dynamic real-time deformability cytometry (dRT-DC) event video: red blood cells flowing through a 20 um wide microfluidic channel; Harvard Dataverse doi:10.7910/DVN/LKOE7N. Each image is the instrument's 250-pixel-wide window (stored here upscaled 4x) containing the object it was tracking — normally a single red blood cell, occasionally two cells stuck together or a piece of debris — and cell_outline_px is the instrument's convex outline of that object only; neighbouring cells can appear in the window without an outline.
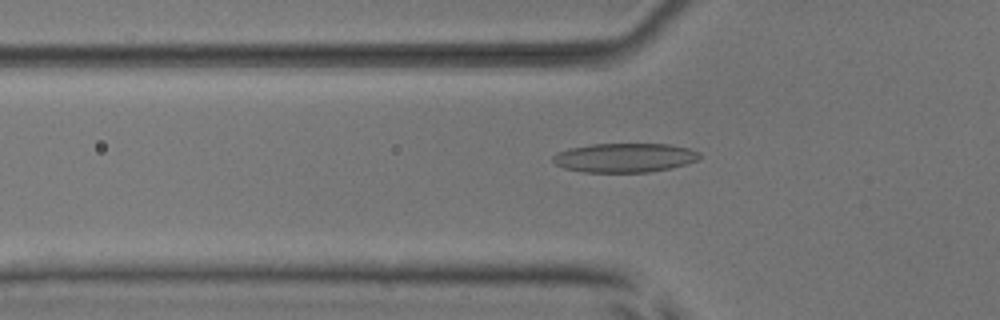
{"species": "common noctule bat (a hibernating species)", "species_latin": "Nyctalus noctula", "temperature_condition": "room temperature", "stored_images_in_passage": 38, "camera_frame_rate_fps": 3000, "um_per_image_px": 0.085, "animal": {"sex": "male", "body_mass_g": 17.9, "forearm_length_mm": 54.2}, "frame": {"image": 1, "passage_image": 7, "time_ms": 2.0, "image_size_px": [1000, 320], "cell_outline_px": [[700, 156], [696, 160], [672, 168], [648, 172], [584, 172], [564, 168], [556, 164], [552, 160], [552, 156], [556, 152], [568, 148], [592, 144], [668, 144], [688, 148], [700, 152]], "centroid_in_image_um": [53.05, 13.4], "position_along_channel_um": 72.7, "area_um2": 24.91}}
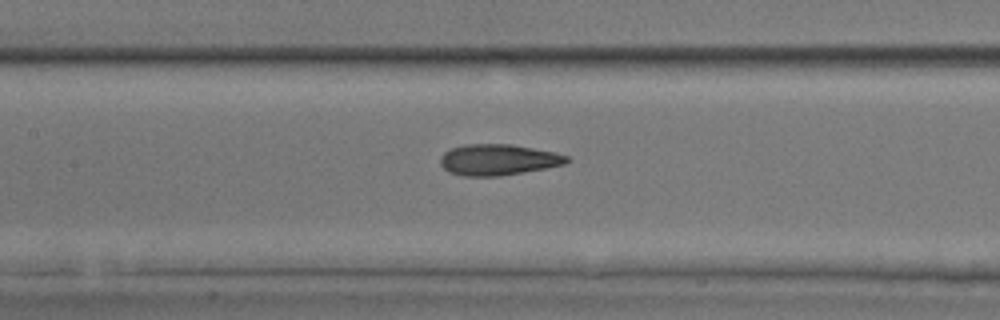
{"frame": {"image": 2, "passage_image": 14, "time_ms": 4.333, "image_size_px": [1000, 320], "cell_outline_px": [[572, 160], [564, 164], [544, 168], [500, 176], [464, 176], [448, 172], [440, 164], [440, 156], [448, 148], [464, 144], [512, 144], [556, 152], [568, 156]], "centroid_in_image_um": [42.32, 13.56], "position_along_channel_um": 165.1, "area_um2": 23.06}}
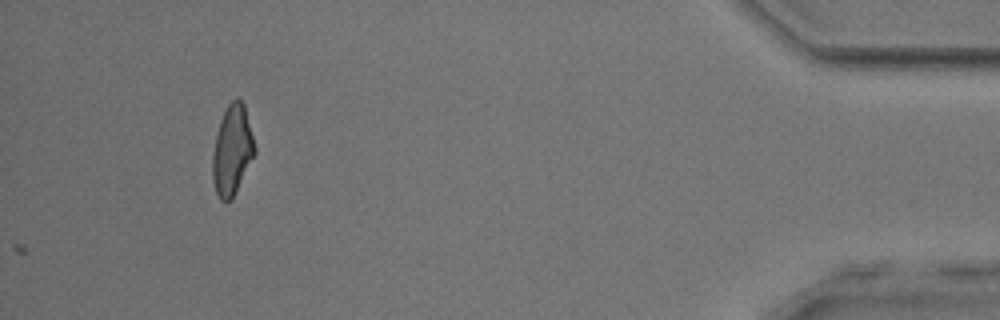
{"frame": {"image": 3, "passage_image": 38, "time_ms": 12.333, "image_size_px": [1000, 320], "cell_outline_px": [[256, 152], [232, 200], [220, 200], [216, 192], [212, 180], [212, 156], [216, 132], [220, 120], [228, 104], [236, 96], [244, 104], [256, 148]], "centroid_in_image_um": [19.73, 12.77], "position_along_channel_um": 415.5, "area_um2": 22.14}, "authors_computed_cell_mechanics": {"area_um2": 22.1663, "velocity_mm_per_s": 3.9445, "shape_relaxation_time_tau1_ms": 7.032, "shape_relaxation_time_tau2_ms": 1.2906, "deformation_change_tau1": 0.1992, "deformation_change_tau2": 0.0936}}